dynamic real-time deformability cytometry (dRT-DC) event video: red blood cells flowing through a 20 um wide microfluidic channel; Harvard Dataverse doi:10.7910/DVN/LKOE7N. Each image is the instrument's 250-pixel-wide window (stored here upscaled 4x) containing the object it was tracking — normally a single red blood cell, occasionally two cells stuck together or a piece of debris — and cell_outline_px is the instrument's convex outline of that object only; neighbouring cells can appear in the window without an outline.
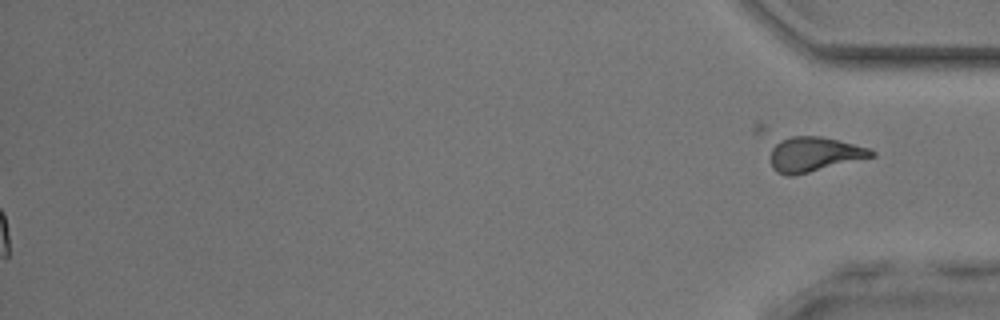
{"species": "common noctule bat (a hibernating species)", "species_latin": "Nyctalus noctula", "temperature_condition": "room temperature", "stored_images_in_passage": 36, "segment_of_instrument_passage": [2, 2], "camera_frame_rate_fps": 3000, "um_per_image_px": 0.085, "animal": {"sex": "male", "body_mass_g": 17.9, "forearm_length_mm": 54.2}, "frame": {"image": 1, "passage_image": 36, "time_ms": 11.667, "image_size_px": [1000, 320], "cell_outline_px": [[876, 156], [792, 176], [788, 176], [776, 172], [772, 168], [772, 148], [780, 140], [792, 136], [820, 136], [868, 148], [876, 152]], "centroid_in_image_um": [69.21, 13.12], "position_along_channel_um": 366.0, "area_um2": 20.11}}